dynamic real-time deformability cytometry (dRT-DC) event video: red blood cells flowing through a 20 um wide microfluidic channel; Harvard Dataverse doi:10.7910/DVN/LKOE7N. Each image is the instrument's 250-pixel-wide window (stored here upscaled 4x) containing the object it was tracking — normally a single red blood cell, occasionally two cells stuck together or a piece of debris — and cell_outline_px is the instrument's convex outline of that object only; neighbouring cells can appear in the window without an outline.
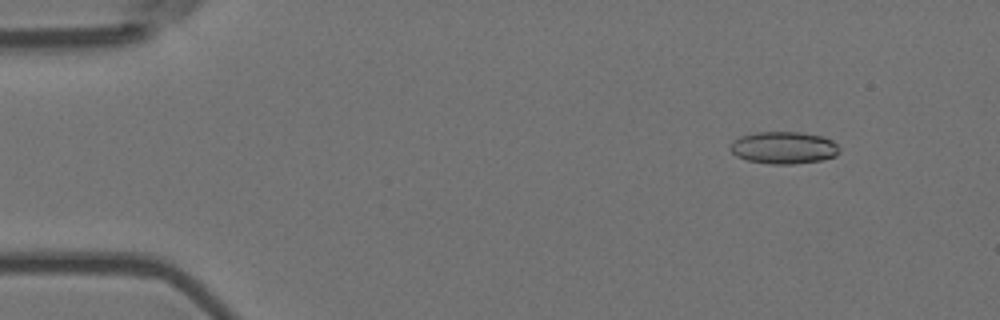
{"species": "Egyptian fruit bat (a non-hibernating species)", "species_latin": "Rousettus aegyptiacus", "temperature_condition": "room temperature", "stored_images_in_passage": 54, "segment_of_instrument_passage": [1, 2], "camera_frame_rate_fps": 3000, "um_per_image_px": 0.085, "animal": {"sex": "female"}, "frame": {"image": 1, "passage_image": 4, "time_ms": 1.0, "image_size_px": [1000, 320], "cell_outline_px": [[840, 152], [836, 156], [820, 160], [792, 164], [772, 164], [748, 160], [736, 156], [732, 152], [732, 140], [740, 136], [756, 132], [800, 132], [824, 136], [832, 140], [840, 148]], "centroid_in_image_um": [66.65, 12.54], "position_along_channel_um": 18.4, "area_um2": 20.46}}
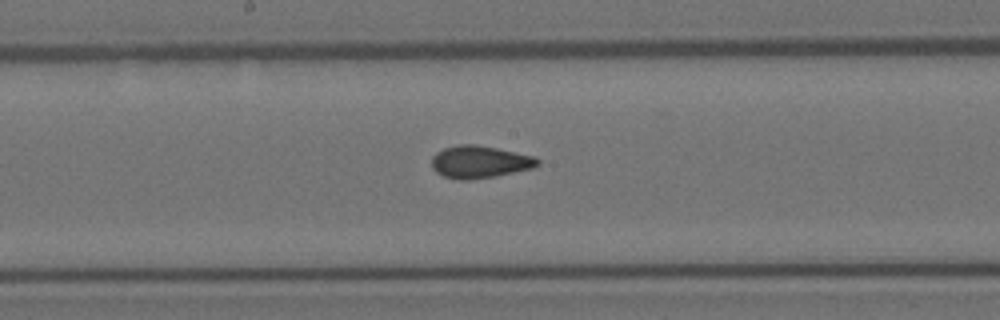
{"frame": {"image": 2, "passage_image": 27, "time_ms": 8.667, "image_size_px": [1000, 320], "cell_outline_px": [[540, 164], [532, 168], [492, 176], [468, 180], [460, 180], [444, 176], [436, 172], [432, 168], [432, 156], [436, 152], [444, 148], [456, 144], [476, 144], [496, 148], [532, 156], [540, 160]], "centroid_in_image_um": [40.72, 13.75], "position_along_channel_um": 207.5, "area_um2": 19.77}}
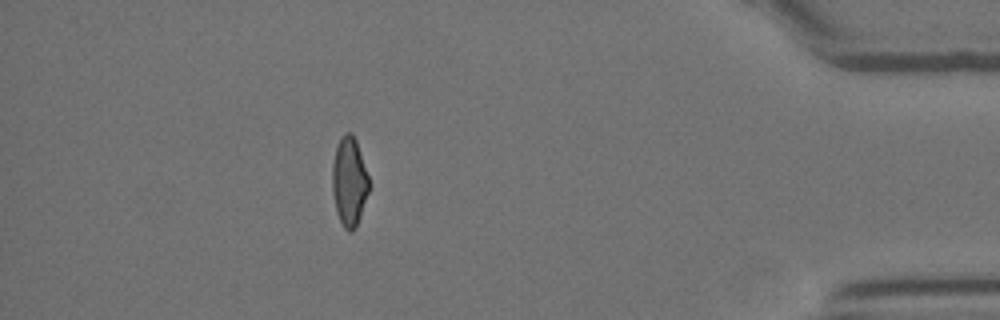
{"frame": {"image": 3, "passage_image": 47, "time_ms": 15.333, "image_size_px": [1000, 320], "cell_outline_px": [[368, 192], [356, 228], [352, 232], [348, 232], [344, 228], [336, 212], [332, 192], [332, 164], [336, 148], [340, 136], [344, 132], [352, 132], [356, 140], [368, 176]], "centroid_in_image_um": [29.66, 15.43], "position_along_channel_um": 405.5, "area_um2": 19.02}}